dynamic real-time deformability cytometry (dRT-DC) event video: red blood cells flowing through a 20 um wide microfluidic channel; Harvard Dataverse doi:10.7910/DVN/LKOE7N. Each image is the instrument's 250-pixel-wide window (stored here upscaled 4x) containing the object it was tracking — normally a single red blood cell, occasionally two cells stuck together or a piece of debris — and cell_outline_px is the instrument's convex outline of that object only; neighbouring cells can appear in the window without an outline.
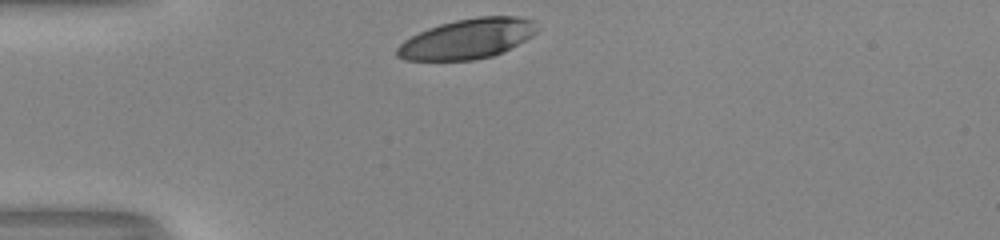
{"species": "human", "species_latin": "Homo sapiens", "temperature_condition": "room temperature", "stored_images_in_passage": 29, "camera_frame_rate_fps": 3000, "um_per_image_px": 0.085, "donor": {"sex": "male"}, "frame": {"image": 1, "passage_image": 1, "time_ms": 0.0, "image_size_px": [1000, 240], "cell_outline_px": [[540, 28], [532, 36], [492, 56], [472, 60], [404, 60], [396, 56], [396, 48], [404, 40], [428, 28], [440, 24], [456, 20], [480, 16], [516, 16], [536, 20]], "centroid_in_image_um": [39.74, 3.28], "position_along_channel_um": 45.3, "area_um2": 32.54}}
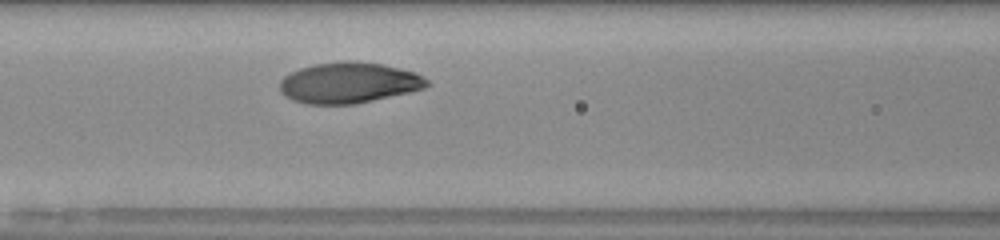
{"frame": {"image": 2, "passage_image": 10, "time_ms": 3.0, "image_size_px": [1000, 240], "cell_outline_px": [[432, 84], [424, 88], [408, 92], [356, 104], [308, 104], [292, 100], [284, 96], [280, 92], [280, 80], [284, 76], [300, 68], [316, 64], [348, 60], [384, 64], [416, 72], [424, 76]], "centroid_in_image_um": [29.66, 7.03], "position_along_channel_um": 136.9, "area_um2": 35.14}}
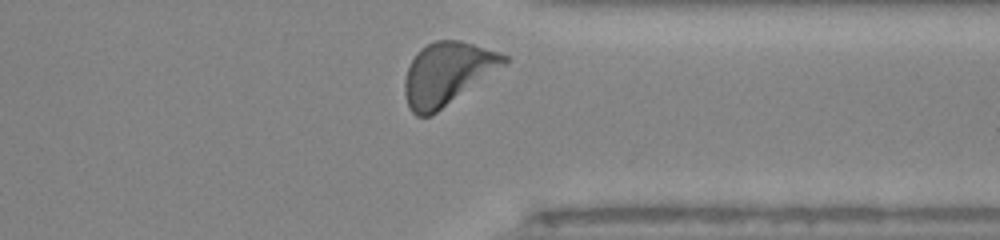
{"frame": {"image": 3, "passage_image": 28, "time_ms": 9.0, "image_size_px": [1000, 240], "cell_outline_px": [[508, 64], [436, 112], [428, 116], [416, 116], [408, 108], [404, 92], [404, 80], [408, 68], [416, 52], [420, 48], [436, 40], [460, 40], [500, 52], [508, 56]], "centroid_in_image_um": [38.03, 6.25], "position_along_channel_um": 373.4, "area_um2": 36.3}, "authors_computed_cell_mechanics": {"area_um2": 34.6222, "velocity_mm_per_s": 3.9617, "shape_relaxation_time_tau1_ms": 2.0447, "shape_relaxation_time_tau2_ms": null, "deformation_change_tau1": 0.1355, "deformation_change_tau2": null}}